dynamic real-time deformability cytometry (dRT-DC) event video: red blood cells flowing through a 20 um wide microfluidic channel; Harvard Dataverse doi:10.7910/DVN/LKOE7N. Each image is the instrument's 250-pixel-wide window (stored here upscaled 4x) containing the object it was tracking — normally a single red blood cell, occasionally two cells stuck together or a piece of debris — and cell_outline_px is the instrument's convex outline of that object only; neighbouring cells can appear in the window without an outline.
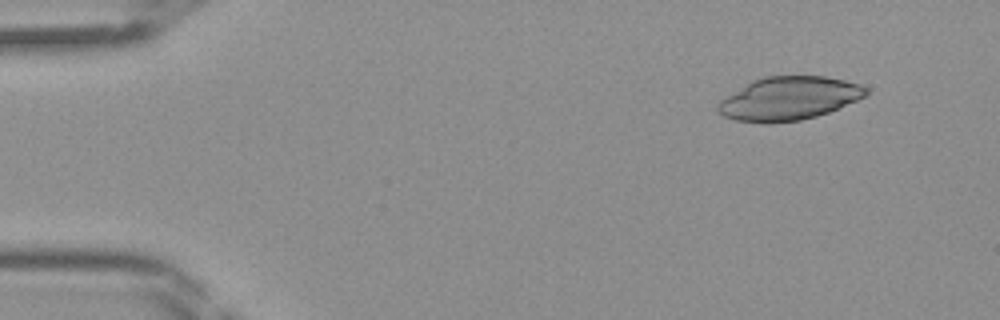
{"species": "Egyptian fruit bat (a non-hibernating species)", "species_latin": "Rousettus aegyptiacus", "temperature_condition": "room temperature", "stored_images_in_passage": 40, "camera_frame_rate_fps": 3000, "um_per_image_px": 0.085, "frame": {"image": 1, "passage_image": 1, "time_ms": 0.0, "image_size_px": [1000, 320], "cell_outline_px": [[868, 96], [828, 112], [816, 116], [800, 120], [772, 124], [764, 124], [736, 120], [724, 116], [716, 108], [716, 104], [720, 100], [752, 80], [764, 76], [824, 76], [844, 80], [860, 84], [868, 88]], "centroid_in_image_um": [67.06, 8.38], "position_along_channel_um": 17.9, "area_um2": 37.63}}